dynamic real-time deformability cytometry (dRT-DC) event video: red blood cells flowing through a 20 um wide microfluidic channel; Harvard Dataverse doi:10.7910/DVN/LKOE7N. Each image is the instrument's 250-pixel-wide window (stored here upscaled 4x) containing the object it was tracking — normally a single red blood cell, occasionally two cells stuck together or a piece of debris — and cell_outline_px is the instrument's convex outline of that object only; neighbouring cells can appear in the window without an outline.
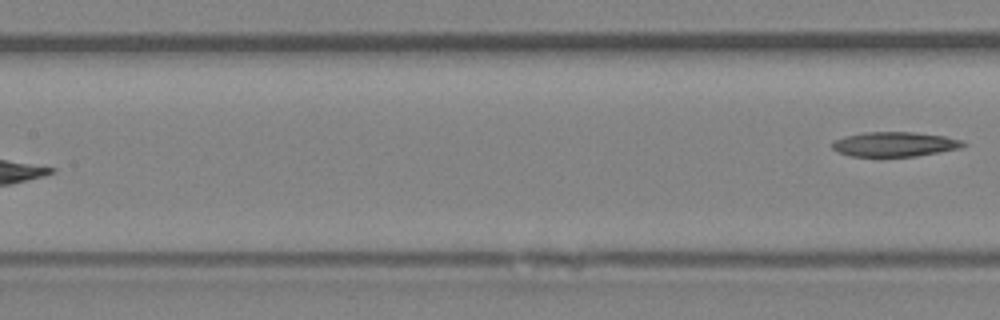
{"species": "Egyptian fruit bat (a non-hibernating species)", "species_latin": "Rousettus aegyptiacus", "temperature_condition": "room temperature", "stored_images_in_passage": 8, "segment_of_instrument_passage": [2, 2], "camera_frame_rate_fps": 3000, "um_per_image_px": 0.085, "animal": {"sex": "female"}, "frame": {"image": 1, "passage_image": 8, "time_ms": 8.0, "image_size_px": [1000, 320], "cell_outline_px": [[968, 144], [960, 148], [940, 152], [916, 156], [852, 156], [840, 152], [832, 148], [832, 140], [844, 136], [864, 132], [912, 132], [944, 136], [960, 140]], "centroid_in_image_um": [76.03, 12.25], "position_along_channel_um": 131.4, "area_um2": 18.73}}